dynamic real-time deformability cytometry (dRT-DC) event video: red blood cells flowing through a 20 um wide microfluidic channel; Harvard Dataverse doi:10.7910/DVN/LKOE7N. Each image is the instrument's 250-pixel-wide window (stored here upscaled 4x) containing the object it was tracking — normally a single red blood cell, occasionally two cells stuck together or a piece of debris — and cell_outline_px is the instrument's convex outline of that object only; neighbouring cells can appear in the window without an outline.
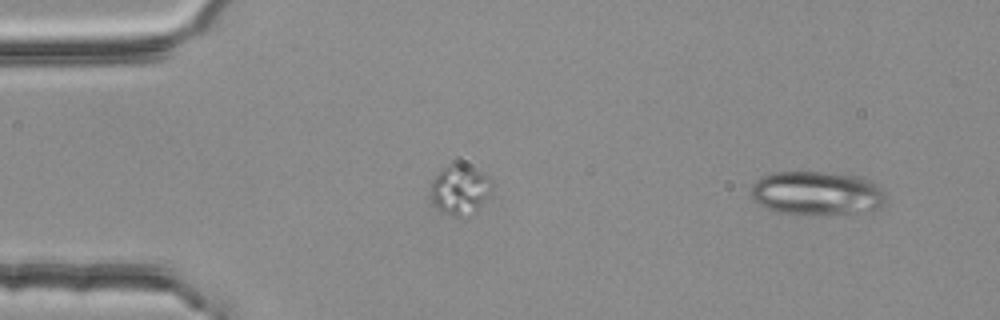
{"species": "common noctule bat (a hibernating species)", "species_latin": "Nyctalus noctula", "temperature_condition": "room temperature", "stored_images_in_passage": 4, "segment_of_instrument_passage": [2, 2], "camera_frame_rate_fps": 3000, "um_per_image_px": 0.085, "animal": {"sex": "female", "body_mass_g": 25.1}, "frame": {"image": 1, "passage_image": 4, "time_ms": 1.0, "image_size_px": [1000, 320], "cell_outline_px": [[884, 204], [880, 208], [868, 212], [776, 212], [752, 200], [748, 196], [748, 192], [752, 184], [760, 176], [772, 172], [824, 172], [860, 176], [872, 180], [884, 192]], "centroid_in_image_um": [69.39, 16.37], "position_along_channel_um": 15.6, "area_um2": 34.16}}